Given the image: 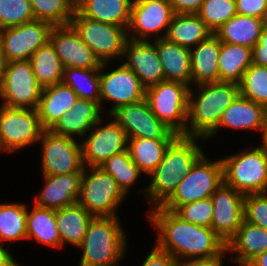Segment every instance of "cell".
<instances>
[{"label":"cell","mask_w":267,"mask_h":266,"mask_svg":"<svg viewBox=\"0 0 267 266\" xmlns=\"http://www.w3.org/2000/svg\"><path fill=\"white\" fill-rule=\"evenodd\" d=\"M150 212L146 217L158 232L155 245L175 259L209 258L226 250V243L212 228L184 221L173 211L160 206L151 208Z\"/></svg>","instance_id":"6da1fadb"},{"label":"cell","mask_w":267,"mask_h":266,"mask_svg":"<svg viewBox=\"0 0 267 266\" xmlns=\"http://www.w3.org/2000/svg\"><path fill=\"white\" fill-rule=\"evenodd\" d=\"M199 137L179 135L167 148L158 167L149 175L152 178L144 192L151 207L161 206L175 191L194 164L205 154L197 143ZM153 203V204H152Z\"/></svg>","instance_id":"7a4b0ae2"},{"label":"cell","mask_w":267,"mask_h":266,"mask_svg":"<svg viewBox=\"0 0 267 266\" xmlns=\"http://www.w3.org/2000/svg\"><path fill=\"white\" fill-rule=\"evenodd\" d=\"M197 86L195 93L189 88L185 136L202 140L218 127L224 110L240 91L239 84L233 82H212Z\"/></svg>","instance_id":"3957f363"},{"label":"cell","mask_w":267,"mask_h":266,"mask_svg":"<svg viewBox=\"0 0 267 266\" xmlns=\"http://www.w3.org/2000/svg\"><path fill=\"white\" fill-rule=\"evenodd\" d=\"M117 216L93 217L82 243L79 265L111 266L124 257L127 238Z\"/></svg>","instance_id":"277c9868"},{"label":"cell","mask_w":267,"mask_h":266,"mask_svg":"<svg viewBox=\"0 0 267 266\" xmlns=\"http://www.w3.org/2000/svg\"><path fill=\"white\" fill-rule=\"evenodd\" d=\"M224 184L244 196L267 192V148L260 145L221 159Z\"/></svg>","instance_id":"5b68a950"},{"label":"cell","mask_w":267,"mask_h":266,"mask_svg":"<svg viewBox=\"0 0 267 266\" xmlns=\"http://www.w3.org/2000/svg\"><path fill=\"white\" fill-rule=\"evenodd\" d=\"M223 183L221 159L212 162L204 154L160 207L174 211L184 204L210 198Z\"/></svg>","instance_id":"8992f818"},{"label":"cell","mask_w":267,"mask_h":266,"mask_svg":"<svg viewBox=\"0 0 267 266\" xmlns=\"http://www.w3.org/2000/svg\"><path fill=\"white\" fill-rule=\"evenodd\" d=\"M189 86L162 81L146 89L145 99L155 116L178 135L185 136Z\"/></svg>","instance_id":"52a82bcc"},{"label":"cell","mask_w":267,"mask_h":266,"mask_svg":"<svg viewBox=\"0 0 267 266\" xmlns=\"http://www.w3.org/2000/svg\"><path fill=\"white\" fill-rule=\"evenodd\" d=\"M125 196L116 180L102 168L84 167L77 202L91 215L118 216L116 210Z\"/></svg>","instance_id":"ba28073f"},{"label":"cell","mask_w":267,"mask_h":266,"mask_svg":"<svg viewBox=\"0 0 267 266\" xmlns=\"http://www.w3.org/2000/svg\"><path fill=\"white\" fill-rule=\"evenodd\" d=\"M70 25L81 39L92 49L101 63L123 57L127 29L81 16L76 10Z\"/></svg>","instance_id":"9c48e42d"},{"label":"cell","mask_w":267,"mask_h":266,"mask_svg":"<svg viewBox=\"0 0 267 266\" xmlns=\"http://www.w3.org/2000/svg\"><path fill=\"white\" fill-rule=\"evenodd\" d=\"M0 105V152L11 153L39 143L45 129L37 109Z\"/></svg>","instance_id":"30bf717a"},{"label":"cell","mask_w":267,"mask_h":266,"mask_svg":"<svg viewBox=\"0 0 267 266\" xmlns=\"http://www.w3.org/2000/svg\"><path fill=\"white\" fill-rule=\"evenodd\" d=\"M42 87L38 84L30 60L5 63L0 84L2 104L9 107L37 109Z\"/></svg>","instance_id":"8fae6325"},{"label":"cell","mask_w":267,"mask_h":266,"mask_svg":"<svg viewBox=\"0 0 267 266\" xmlns=\"http://www.w3.org/2000/svg\"><path fill=\"white\" fill-rule=\"evenodd\" d=\"M43 176L83 173L84 164L80 141L51 130H44L41 139Z\"/></svg>","instance_id":"7c38bea8"},{"label":"cell","mask_w":267,"mask_h":266,"mask_svg":"<svg viewBox=\"0 0 267 266\" xmlns=\"http://www.w3.org/2000/svg\"><path fill=\"white\" fill-rule=\"evenodd\" d=\"M174 14L171 2L165 0H133L130 23L127 28L128 39L150 41L149 37L151 38L154 34L157 37L156 39L165 38ZM129 32H133V34L131 33L130 36Z\"/></svg>","instance_id":"4fadbf2b"},{"label":"cell","mask_w":267,"mask_h":266,"mask_svg":"<svg viewBox=\"0 0 267 266\" xmlns=\"http://www.w3.org/2000/svg\"><path fill=\"white\" fill-rule=\"evenodd\" d=\"M52 28L48 22L34 20L0 29V48L5 63L30 60L32 54L49 41Z\"/></svg>","instance_id":"5bb4252c"},{"label":"cell","mask_w":267,"mask_h":266,"mask_svg":"<svg viewBox=\"0 0 267 266\" xmlns=\"http://www.w3.org/2000/svg\"><path fill=\"white\" fill-rule=\"evenodd\" d=\"M109 116L123 128L128 139H176L179 136L155 116L145 98L121 106Z\"/></svg>","instance_id":"9a60e30c"},{"label":"cell","mask_w":267,"mask_h":266,"mask_svg":"<svg viewBox=\"0 0 267 266\" xmlns=\"http://www.w3.org/2000/svg\"><path fill=\"white\" fill-rule=\"evenodd\" d=\"M103 120L80 141L84 167H100L112 155L128 150V137L123 128L114 119L105 125H102Z\"/></svg>","instance_id":"2e32d148"},{"label":"cell","mask_w":267,"mask_h":266,"mask_svg":"<svg viewBox=\"0 0 267 266\" xmlns=\"http://www.w3.org/2000/svg\"><path fill=\"white\" fill-rule=\"evenodd\" d=\"M110 62H104L100 67V106L104 101L113 102L109 115L117 108L139 102L145 98L146 88L138 76L124 63L110 72L104 73V68Z\"/></svg>","instance_id":"e0dca14e"},{"label":"cell","mask_w":267,"mask_h":266,"mask_svg":"<svg viewBox=\"0 0 267 266\" xmlns=\"http://www.w3.org/2000/svg\"><path fill=\"white\" fill-rule=\"evenodd\" d=\"M211 199V228L227 244L244 220V195L223 183Z\"/></svg>","instance_id":"ac0fdd59"},{"label":"cell","mask_w":267,"mask_h":266,"mask_svg":"<svg viewBox=\"0 0 267 266\" xmlns=\"http://www.w3.org/2000/svg\"><path fill=\"white\" fill-rule=\"evenodd\" d=\"M49 41L64 68H100L101 62L71 25L53 27Z\"/></svg>","instance_id":"d6986e66"},{"label":"cell","mask_w":267,"mask_h":266,"mask_svg":"<svg viewBox=\"0 0 267 266\" xmlns=\"http://www.w3.org/2000/svg\"><path fill=\"white\" fill-rule=\"evenodd\" d=\"M122 58L127 59L124 64L138 76L146 89L165 81L163 67L153 41L151 43L128 39Z\"/></svg>","instance_id":"ffe728a7"},{"label":"cell","mask_w":267,"mask_h":266,"mask_svg":"<svg viewBox=\"0 0 267 266\" xmlns=\"http://www.w3.org/2000/svg\"><path fill=\"white\" fill-rule=\"evenodd\" d=\"M83 173L43 176L44 187L36 195L34 204L51 210H59L78 201Z\"/></svg>","instance_id":"44dd1931"},{"label":"cell","mask_w":267,"mask_h":266,"mask_svg":"<svg viewBox=\"0 0 267 266\" xmlns=\"http://www.w3.org/2000/svg\"><path fill=\"white\" fill-rule=\"evenodd\" d=\"M100 113L101 106L96 101L77 98L75 104L50 130L74 139L77 136L84 137L103 118Z\"/></svg>","instance_id":"7402d4cb"},{"label":"cell","mask_w":267,"mask_h":266,"mask_svg":"<svg viewBox=\"0 0 267 266\" xmlns=\"http://www.w3.org/2000/svg\"><path fill=\"white\" fill-rule=\"evenodd\" d=\"M226 250L235 254L232 262L246 266L267 250V230L243 220L235 235L227 242Z\"/></svg>","instance_id":"603a6c76"},{"label":"cell","mask_w":267,"mask_h":266,"mask_svg":"<svg viewBox=\"0 0 267 266\" xmlns=\"http://www.w3.org/2000/svg\"><path fill=\"white\" fill-rule=\"evenodd\" d=\"M265 106L241 96L224 110L218 127L207 137H213L220 128L262 131Z\"/></svg>","instance_id":"cb8c5ba5"},{"label":"cell","mask_w":267,"mask_h":266,"mask_svg":"<svg viewBox=\"0 0 267 266\" xmlns=\"http://www.w3.org/2000/svg\"><path fill=\"white\" fill-rule=\"evenodd\" d=\"M220 39L213 33L200 42L191 53V85L219 82L218 56Z\"/></svg>","instance_id":"d4e9b609"},{"label":"cell","mask_w":267,"mask_h":266,"mask_svg":"<svg viewBox=\"0 0 267 266\" xmlns=\"http://www.w3.org/2000/svg\"><path fill=\"white\" fill-rule=\"evenodd\" d=\"M77 98L76 93L62 82L42 88L37 107L42 127L50 130L75 104Z\"/></svg>","instance_id":"484cf974"},{"label":"cell","mask_w":267,"mask_h":266,"mask_svg":"<svg viewBox=\"0 0 267 266\" xmlns=\"http://www.w3.org/2000/svg\"><path fill=\"white\" fill-rule=\"evenodd\" d=\"M154 44L161 61L166 81H177L191 87V53L190 49L166 38H154Z\"/></svg>","instance_id":"4316f807"},{"label":"cell","mask_w":267,"mask_h":266,"mask_svg":"<svg viewBox=\"0 0 267 266\" xmlns=\"http://www.w3.org/2000/svg\"><path fill=\"white\" fill-rule=\"evenodd\" d=\"M133 0H76L75 10L84 17L128 28Z\"/></svg>","instance_id":"83f0119b"},{"label":"cell","mask_w":267,"mask_h":266,"mask_svg":"<svg viewBox=\"0 0 267 266\" xmlns=\"http://www.w3.org/2000/svg\"><path fill=\"white\" fill-rule=\"evenodd\" d=\"M93 217L78 202L55 210V220L60 234L61 248L65 243L78 247L82 243Z\"/></svg>","instance_id":"f1b7e54d"},{"label":"cell","mask_w":267,"mask_h":266,"mask_svg":"<svg viewBox=\"0 0 267 266\" xmlns=\"http://www.w3.org/2000/svg\"><path fill=\"white\" fill-rule=\"evenodd\" d=\"M211 34L212 31L197 14H174L165 38L192 49Z\"/></svg>","instance_id":"f546056e"},{"label":"cell","mask_w":267,"mask_h":266,"mask_svg":"<svg viewBox=\"0 0 267 266\" xmlns=\"http://www.w3.org/2000/svg\"><path fill=\"white\" fill-rule=\"evenodd\" d=\"M263 28V19L236 14L224 23L215 34L221 42L252 48L258 43Z\"/></svg>","instance_id":"4dcf8cb0"},{"label":"cell","mask_w":267,"mask_h":266,"mask_svg":"<svg viewBox=\"0 0 267 266\" xmlns=\"http://www.w3.org/2000/svg\"><path fill=\"white\" fill-rule=\"evenodd\" d=\"M252 64L251 48L243 45L220 43L218 56L219 82L239 84Z\"/></svg>","instance_id":"1f68e13d"},{"label":"cell","mask_w":267,"mask_h":266,"mask_svg":"<svg viewBox=\"0 0 267 266\" xmlns=\"http://www.w3.org/2000/svg\"><path fill=\"white\" fill-rule=\"evenodd\" d=\"M29 211L27 208L26 239H34L49 247L61 248V239L55 220V210L34 204Z\"/></svg>","instance_id":"d6a6232c"},{"label":"cell","mask_w":267,"mask_h":266,"mask_svg":"<svg viewBox=\"0 0 267 266\" xmlns=\"http://www.w3.org/2000/svg\"><path fill=\"white\" fill-rule=\"evenodd\" d=\"M175 139H128L131 160L148 176L158 167L169 145Z\"/></svg>","instance_id":"836d02e7"},{"label":"cell","mask_w":267,"mask_h":266,"mask_svg":"<svg viewBox=\"0 0 267 266\" xmlns=\"http://www.w3.org/2000/svg\"><path fill=\"white\" fill-rule=\"evenodd\" d=\"M30 61L35 78L42 88L62 82L64 66L50 41L39 47Z\"/></svg>","instance_id":"e575fe53"},{"label":"cell","mask_w":267,"mask_h":266,"mask_svg":"<svg viewBox=\"0 0 267 266\" xmlns=\"http://www.w3.org/2000/svg\"><path fill=\"white\" fill-rule=\"evenodd\" d=\"M62 83L69 86L78 98L96 101L100 105V68H64Z\"/></svg>","instance_id":"d590c367"},{"label":"cell","mask_w":267,"mask_h":266,"mask_svg":"<svg viewBox=\"0 0 267 266\" xmlns=\"http://www.w3.org/2000/svg\"><path fill=\"white\" fill-rule=\"evenodd\" d=\"M27 205L0 204V242L26 240Z\"/></svg>","instance_id":"8d00e7d4"},{"label":"cell","mask_w":267,"mask_h":266,"mask_svg":"<svg viewBox=\"0 0 267 266\" xmlns=\"http://www.w3.org/2000/svg\"><path fill=\"white\" fill-rule=\"evenodd\" d=\"M35 20L53 27L70 25L76 0H30Z\"/></svg>","instance_id":"74e56055"},{"label":"cell","mask_w":267,"mask_h":266,"mask_svg":"<svg viewBox=\"0 0 267 266\" xmlns=\"http://www.w3.org/2000/svg\"><path fill=\"white\" fill-rule=\"evenodd\" d=\"M100 168L116 180L118 187L125 195L143 173L131 160L129 150L112 155L103 162Z\"/></svg>","instance_id":"f35d334b"},{"label":"cell","mask_w":267,"mask_h":266,"mask_svg":"<svg viewBox=\"0 0 267 266\" xmlns=\"http://www.w3.org/2000/svg\"><path fill=\"white\" fill-rule=\"evenodd\" d=\"M240 95L267 107V67L251 64L239 83Z\"/></svg>","instance_id":"ab89813d"},{"label":"cell","mask_w":267,"mask_h":266,"mask_svg":"<svg viewBox=\"0 0 267 266\" xmlns=\"http://www.w3.org/2000/svg\"><path fill=\"white\" fill-rule=\"evenodd\" d=\"M236 14L235 0H204L197 13L212 33Z\"/></svg>","instance_id":"60d3db41"},{"label":"cell","mask_w":267,"mask_h":266,"mask_svg":"<svg viewBox=\"0 0 267 266\" xmlns=\"http://www.w3.org/2000/svg\"><path fill=\"white\" fill-rule=\"evenodd\" d=\"M34 20L30 0H0V29Z\"/></svg>","instance_id":"b9f144b4"},{"label":"cell","mask_w":267,"mask_h":266,"mask_svg":"<svg viewBox=\"0 0 267 266\" xmlns=\"http://www.w3.org/2000/svg\"><path fill=\"white\" fill-rule=\"evenodd\" d=\"M173 212L184 221L211 228V218L213 216L211 197L184 204L177 207Z\"/></svg>","instance_id":"7bdbcfd3"},{"label":"cell","mask_w":267,"mask_h":266,"mask_svg":"<svg viewBox=\"0 0 267 266\" xmlns=\"http://www.w3.org/2000/svg\"><path fill=\"white\" fill-rule=\"evenodd\" d=\"M244 220L267 230V192L244 196Z\"/></svg>","instance_id":"ee69618b"},{"label":"cell","mask_w":267,"mask_h":266,"mask_svg":"<svg viewBox=\"0 0 267 266\" xmlns=\"http://www.w3.org/2000/svg\"><path fill=\"white\" fill-rule=\"evenodd\" d=\"M237 14L263 19L267 11V0H235Z\"/></svg>","instance_id":"f6af8a7d"},{"label":"cell","mask_w":267,"mask_h":266,"mask_svg":"<svg viewBox=\"0 0 267 266\" xmlns=\"http://www.w3.org/2000/svg\"><path fill=\"white\" fill-rule=\"evenodd\" d=\"M175 258L156 245L152 248L141 266H174Z\"/></svg>","instance_id":"bcb514c9"},{"label":"cell","mask_w":267,"mask_h":266,"mask_svg":"<svg viewBox=\"0 0 267 266\" xmlns=\"http://www.w3.org/2000/svg\"><path fill=\"white\" fill-rule=\"evenodd\" d=\"M252 63L258 66L267 67V29L263 28L256 43L251 48Z\"/></svg>","instance_id":"7dc6e473"},{"label":"cell","mask_w":267,"mask_h":266,"mask_svg":"<svg viewBox=\"0 0 267 266\" xmlns=\"http://www.w3.org/2000/svg\"><path fill=\"white\" fill-rule=\"evenodd\" d=\"M227 253L225 250L221 255H216L209 258H179L175 259L174 266H222L223 256Z\"/></svg>","instance_id":"c3c4849f"},{"label":"cell","mask_w":267,"mask_h":266,"mask_svg":"<svg viewBox=\"0 0 267 266\" xmlns=\"http://www.w3.org/2000/svg\"><path fill=\"white\" fill-rule=\"evenodd\" d=\"M204 0H173L171 2L175 14H197Z\"/></svg>","instance_id":"681fc988"},{"label":"cell","mask_w":267,"mask_h":266,"mask_svg":"<svg viewBox=\"0 0 267 266\" xmlns=\"http://www.w3.org/2000/svg\"><path fill=\"white\" fill-rule=\"evenodd\" d=\"M3 244H0V266H20L12 257L9 249L4 247Z\"/></svg>","instance_id":"f907efd6"},{"label":"cell","mask_w":267,"mask_h":266,"mask_svg":"<svg viewBox=\"0 0 267 266\" xmlns=\"http://www.w3.org/2000/svg\"><path fill=\"white\" fill-rule=\"evenodd\" d=\"M246 266H267V250L253 258Z\"/></svg>","instance_id":"816d5d0a"},{"label":"cell","mask_w":267,"mask_h":266,"mask_svg":"<svg viewBox=\"0 0 267 266\" xmlns=\"http://www.w3.org/2000/svg\"><path fill=\"white\" fill-rule=\"evenodd\" d=\"M261 144L262 146L267 148V107L265 108V113H264V120H263V127L261 131Z\"/></svg>","instance_id":"f5cc1de1"},{"label":"cell","mask_w":267,"mask_h":266,"mask_svg":"<svg viewBox=\"0 0 267 266\" xmlns=\"http://www.w3.org/2000/svg\"><path fill=\"white\" fill-rule=\"evenodd\" d=\"M4 67H5V61H4V58L2 56L1 48H0V84L2 81V77H3Z\"/></svg>","instance_id":"db71d44e"},{"label":"cell","mask_w":267,"mask_h":266,"mask_svg":"<svg viewBox=\"0 0 267 266\" xmlns=\"http://www.w3.org/2000/svg\"><path fill=\"white\" fill-rule=\"evenodd\" d=\"M263 22H264V28L267 29V11H266V14H265V16L263 18Z\"/></svg>","instance_id":"11a10c76"}]
</instances>
